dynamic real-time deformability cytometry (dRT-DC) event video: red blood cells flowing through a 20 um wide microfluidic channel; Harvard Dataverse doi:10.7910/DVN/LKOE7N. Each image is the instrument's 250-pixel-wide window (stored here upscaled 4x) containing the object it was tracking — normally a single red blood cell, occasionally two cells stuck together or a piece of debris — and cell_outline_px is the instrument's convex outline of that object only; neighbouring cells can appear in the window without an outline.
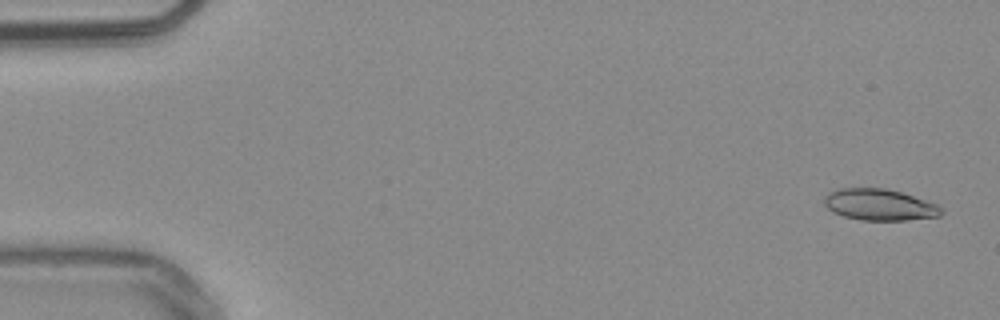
{"species": "common noctule bat (a hibernating species)", "species_latin": "Nyctalus noctula", "temperature_condition": "warm", "stored_images_in_passage": 53, "camera_frame_rate_fps": 3000, "um_per_image_px": 0.085, "animal": {"sex": "male", "body_mass_g": 20.4}, "frame": {"image": 1, "passage_image": 2, "time_ms": 0.333, "image_size_px": [1000, 320], "cell_outline_px": [[944, 212], [940, 216], [908, 220], [860, 220], [844, 216], [832, 212], [824, 204], [824, 196], [828, 192], [840, 188], [884, 188], [900, 192], [936, 204], [944, 208]], "centroid_in_image_um": [74.75, 17.41], "position_along_channel_um": 10.3, "area_um2": 21.44}}
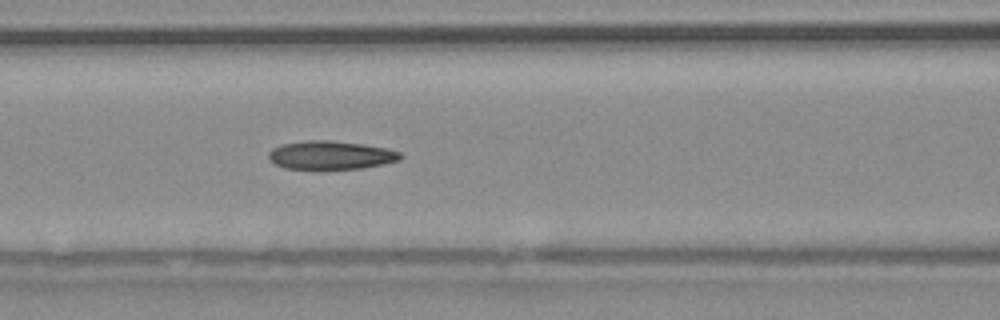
{"frame": {"image": 2, "passage_image": 23, "time_ms": 7.333, "image_size_px": [1000, 320], "cell_outline_px": [[404, 156], [400, 160], [384, 164], [360, 168], [320, 172], [284, 168], [268, 160], [268, 152], [272, 148], [284, 144], [308, 140], [332, 140], [364, 144], [388, 148], [400, 152]], "centroid_in_image_um": [28.1, 13.23], "position_along_channel_um": 138.5, "area_um2": 22.89}}
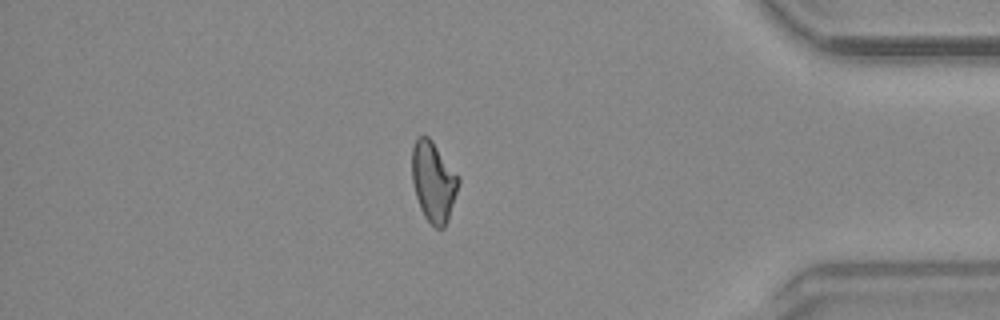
{"frame": {"image": 3, "passage_image": 46, "time_ms": 15.0, "image_size_px": [1000, 320], "cell_outline_px": [[460, 180], [448, 220], [444, 228], [436, 228], [424, 216], [420, 208], [416, 196], [412, 180], [412, 148], [416, 140], [420, 136], [428, 136], [432, 140], [460, 176]], "centroid_in_image_um": [36.85, 15.43], "position_along_channel_um": 398.3, "area_um2": 21.68}, "authors_computed_cell_mechanics": {"area_um2": 21.5594, "velocity_mm_per_s": 3.8125, "shape_relaxation_time_tau1_ms": null, "shape_relaxation_time_tau2_ms": 6.1399, "deformation_change_tau1": null, "deformation_change_tau2": 0.1513}}